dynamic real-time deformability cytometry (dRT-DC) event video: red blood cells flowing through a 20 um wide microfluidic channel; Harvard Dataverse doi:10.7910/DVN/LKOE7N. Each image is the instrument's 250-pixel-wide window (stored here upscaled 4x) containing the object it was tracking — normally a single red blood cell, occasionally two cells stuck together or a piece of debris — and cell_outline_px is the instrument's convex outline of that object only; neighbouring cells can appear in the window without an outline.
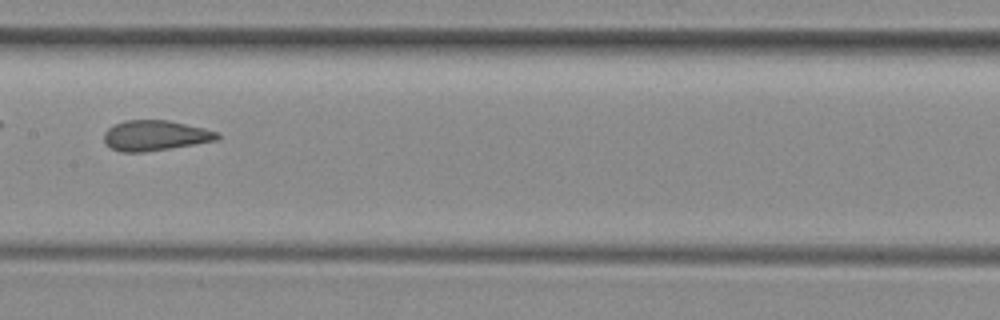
{"species": "common noctule bat (a hibernating species)", "species_latin": "Nyctalus noctula", "temperature_condition": "room temperature", "stored_images_in_passage": 36, "camera_frame_rate_fps": 3000, "um_per_image_px": 0.085, "animal": {"sex": "female", "body_mass_g": 29.2, "forearm_length_mm": 56.3}, "frame": {"image": 1, "passage_image": 11, "time_ms": 3.333, "image_size_px": [1000, 320], "cell_outline_px": [[220, 136], [216, 140], [144, 152], [120, 152], [112, 148], [104, 140], [104, 132], [112, 124], [124, 120], [168, 120], [204, 128], [220, 132]], "centroid_in_image_um": [13.16, 11.5], "position_along_channel_um": 194.2, "area_um2": 19.88}, "authors_computed_cell_mechanics": {"area_um2": 20.3167, "velocity_mm_per_s": 3.9915, "shape_relaxation_time_tau1_ms": null, "shape_relaxation_time_tau2_ms": 1.2363, "deformation_change_tau1": null, "deformation_change_tau2": 0.0913}}